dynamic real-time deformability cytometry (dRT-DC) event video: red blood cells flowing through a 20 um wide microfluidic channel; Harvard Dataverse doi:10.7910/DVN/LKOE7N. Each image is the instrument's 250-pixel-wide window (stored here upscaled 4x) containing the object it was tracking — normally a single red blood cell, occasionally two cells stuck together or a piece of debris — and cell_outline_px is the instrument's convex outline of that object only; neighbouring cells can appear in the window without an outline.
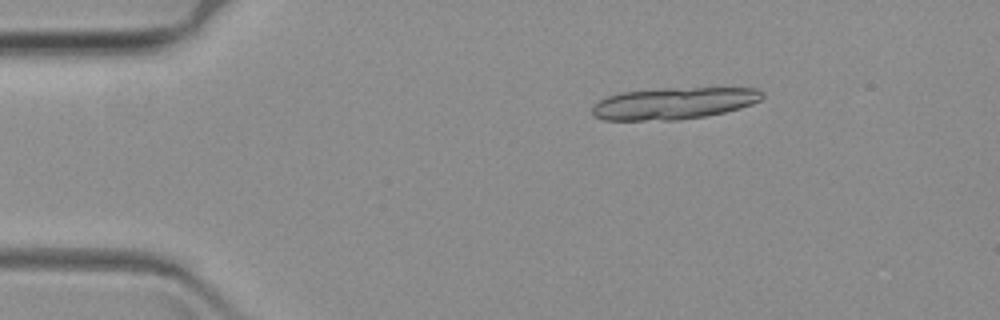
{"species": "common noctule bat (a hibernating species)", "species_latin": "Nyctalus noctula", "temperature_condition": "warm", "stored_images_in_passage": 15, "camera_frame_rate_fps": 3000, "um_per_image_px": 0.085, "animal": {"sex": "female", "body_mass_g": 19.3, "forearm_length_mm": 54.1}, "frame": {"image": 1, "passage_image": 5, "time_ms": 1.333, "image_size_px": [1000, 320], "cell_outline_px": [[764, 96], [760, 100], [752, 104], [740, 108], [724, 112], [704, 116], [680, 120], [604, 120], [592, 116], [592, 108], [600, 100], [608, 96], [620, 92], [664, 88], [756, 88], [764, 92]], "centroid_in_image_um": [57.27, 8.78], "position_along_channel_um": 27.7, "area_um2": 31.56}}